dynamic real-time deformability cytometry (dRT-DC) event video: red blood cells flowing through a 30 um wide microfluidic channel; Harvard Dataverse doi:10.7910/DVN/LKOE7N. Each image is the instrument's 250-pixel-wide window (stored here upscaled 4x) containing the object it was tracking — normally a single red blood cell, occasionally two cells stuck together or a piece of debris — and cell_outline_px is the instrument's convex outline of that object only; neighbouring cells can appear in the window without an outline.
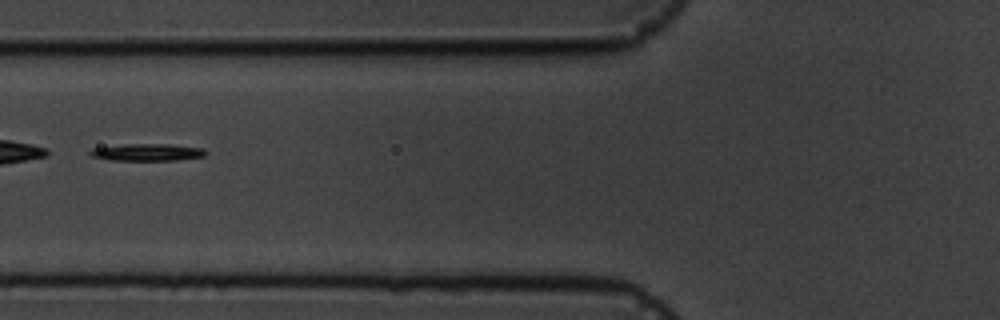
{"species": "common noctule bat (a hibernating species)", "species_latin": "Nyctalus noctula", "temperature_condition": "cold", "stored_images_in_passage": 7, "camera_frame_rate_fps": 3000, "um_per_image_px": 0.085, "animal": {"sex": "male", "body_mass_g": 19.5, "forearm_length_mm": 54.6}, "frame": {"image": 1, "passage_image": 7, "time_ms": 7.0, "image_size_px": [1000, 320], "cell_outline_px": [[208, 152], [204, 156], [176, 160], [108, 160], [92, 156], [88, 152], [92, 148], [124, 144], [168, 144], [204, 148]], "centroid_in_image_um": [12.51, 12.94], "position_along_channel_um": 113.3, "area_um2": 11.56}}